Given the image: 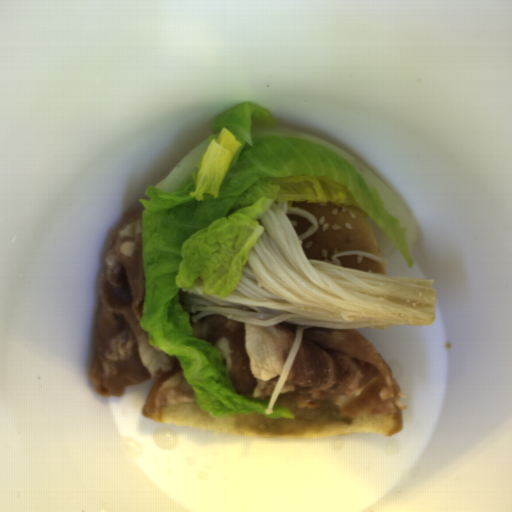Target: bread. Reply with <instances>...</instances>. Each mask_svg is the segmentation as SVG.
<instances>
[{
	"mask_svg": "<svg viewBox=\"0 0 512 512\" xmlns=\"http://www.w3.org/2000/svg\"><path fill=\"white\" fill-rule=\"evenodd\" d=\"M291 206L308 210L318 221L314 234L301 242L307 259L334 262L343 251H364L377 258L380 253L365 213L351 205L293 199Z\"/></svg>",
	"mask_w": 512,
	"mask_h": 512,
	"instance_id": "cb027b5d",
	"label": "bread"
},
{
	"mask_svg": "<svg viewBox=\"0 0 512 512\" xmlns=\"http://www.w3.org/2000/svg\"><path fill=\"white\" fill-rule=\"evenodd\" d=\"M169 389L193 391L187 382L180 363L173 365L172 371L161 375L150 387L144 400L142 415L153 420L175 424L192 429L211 431L246 438H271L283 440H307L328 438L347 432H383L392 436L403 430V411L386 414H361L352 416L351 423L312 433H270L243 428L236 422L235 414L211 417L202 410L197 401L177 403L157 410L156 403Z\"/></svg>",
	"mask_w": 512,
	"mask_h": 512,
	"instance_id": "8d2b1439",
	"label": "bread"
},
{
	"mask_svg": "<svg viewBox=\"0 0 512 512\" xmlns=\"http://www.w3.org/2000/svg\"><path fill=\"white\" fill-rule=\"evenodd\" d=\"M341 266L350 267L358 270L368 271L372 273L388 275L380 262L360 256V255H341L336 257Z\"/></svg>",
	"mask_w": 512,
	"mask_h": 512,
	"instance_id": "b6be36c0",
	"label": "bread"
}]
</instances>
